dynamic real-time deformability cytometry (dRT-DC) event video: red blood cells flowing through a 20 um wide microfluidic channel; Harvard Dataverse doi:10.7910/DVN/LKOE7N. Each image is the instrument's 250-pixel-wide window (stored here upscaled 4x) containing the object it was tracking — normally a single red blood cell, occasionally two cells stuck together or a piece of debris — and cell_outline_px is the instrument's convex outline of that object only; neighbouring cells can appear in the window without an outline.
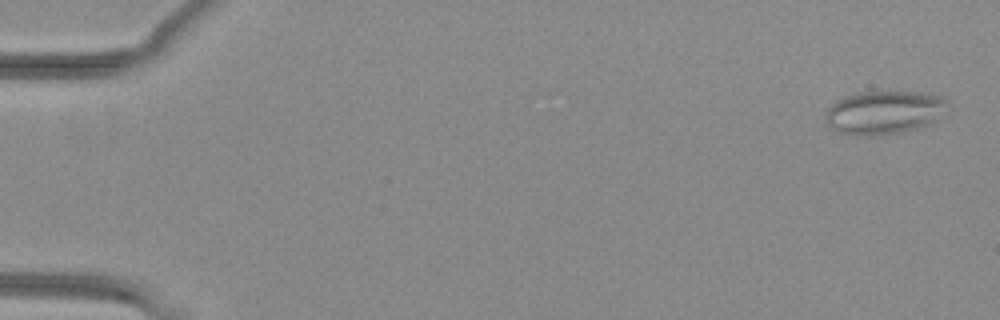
{"species": "common noctule bat (a hibernating species)", "species_latin": "Nyctalus noctula", "temperature_condition": "warm", "stored_images_in_passage": 52, "camera_frame_rate_fps": 3000, "um_per_image_px": 0.085, "animal": {"sex": "female", "body_mass_g": 29.2, "forearm_length_mm": 56.3}, "frame": {"image": 1, "passage_image": 2, "time_ms": 0.333, "image_size_px": [1000, 320], "cell_outline_px": [[952, 108], [948, 112], [932, 124], [904, 132], [876, 136], [864, 136], [836, 132], [828, 124], [824, 116], [828, 108], [836, 100], [856, 92], [920, 92], [944, 96], [952, 104]], "centroid_in_image_um": [75.26, 9.56], "position_along_channel_um": 9.7, "area_um2": 31.85}}
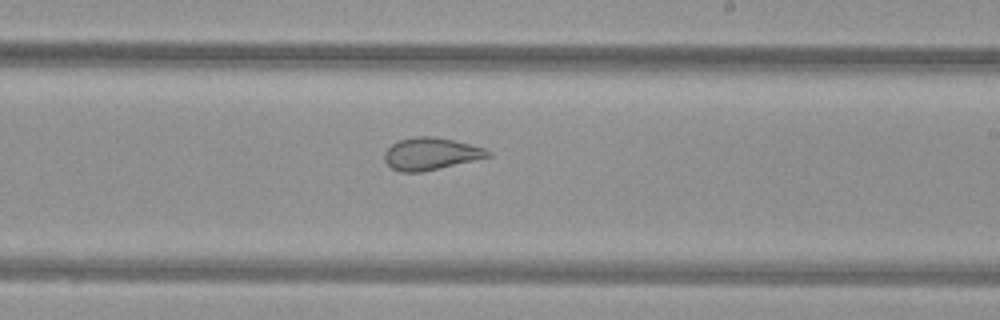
{"frame": {"image": 2, "passage_image": 32, "time_ms": 10.333, "image_size_px": [1000, 320], "cell_outline_px": [[492, 156], [424, 172], [400, 172], [392, 168], [384, 160], [384, 152], [392, 144], [400, 140], [416, 136], [432, 136], [452, 140], [484, 148], [492, 152]], "centroid_in_image_um": [36.61, 13.08], "position_along_channel_um": 252.4, "area_um2": 19.36}}
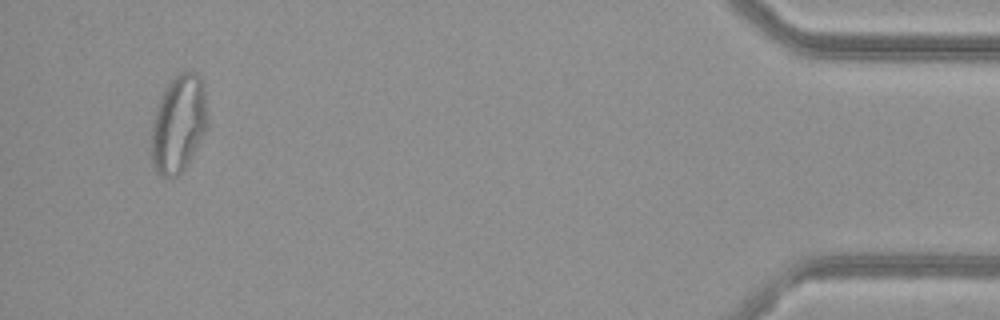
{"frame": {"image": 3, "passage_image": 50, "time_ms": 16.333, "image_size_px": [1000, 320], "cell_outline_px": [[208, 128], [188, 164], [176, 176], [164, 176], [156, 172], [152, 164], [152, 124], [160, 100], [168, 84], [180, 72], [196, 72], [200, 76], [204, 84], [208, 120]], "centroid_in_image_um": [15.22, 10.53], "position_along_channel_um": 420.0, "area_um2": 31.73}, "authors_computed_cell_mechanics": {"area_um2": 26.9926, "velocity_mm_per_s": 4.0279, "shape_relaxation_time_tau1_ms": null, "shape_relaxation_time_tau2_ms": 1.0474, "deformation_change_tau1": null, "deformation_change_tau2": 0.0749}}